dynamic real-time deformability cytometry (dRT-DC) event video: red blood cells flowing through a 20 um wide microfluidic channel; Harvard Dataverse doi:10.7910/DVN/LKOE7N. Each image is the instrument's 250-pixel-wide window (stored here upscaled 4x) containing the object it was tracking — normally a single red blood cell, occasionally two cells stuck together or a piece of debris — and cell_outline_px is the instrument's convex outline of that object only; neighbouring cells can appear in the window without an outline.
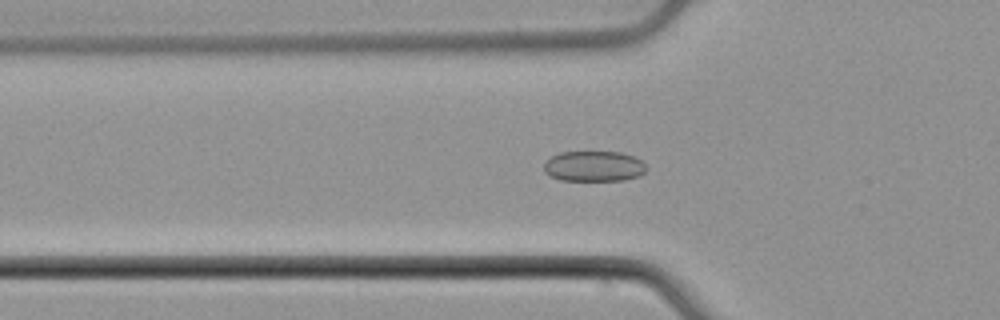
{"species": "common noctule bat (a hibernating species)", "species_latin": "Nyctalus noctula", "temperature_condition": "cold", "stored_images_in_passage": 53, "camera_frame_rate_fps": 3000, "um_per_image_px": 0.085, "animal": {"sex": "male", "body_mass_g": 21.5, "forearm_length_mm": 52.0}, "frame": {"image": 1, "passage_image": 18, "time_ms": 5.667, "image_size_px": [1000, 320], "cell_outline_px": [[648, 168], [640, 176], [624, 180], [560, 180], [548, 176], [544, 172], [544, 164], [552, 156], [560, 152], [620, 152], [632, 156], [640, 160]], "centroid_in_image_um": [50.47, 14.14], "position_along_channel_um": 75.3, "area_um2": 18.21}}
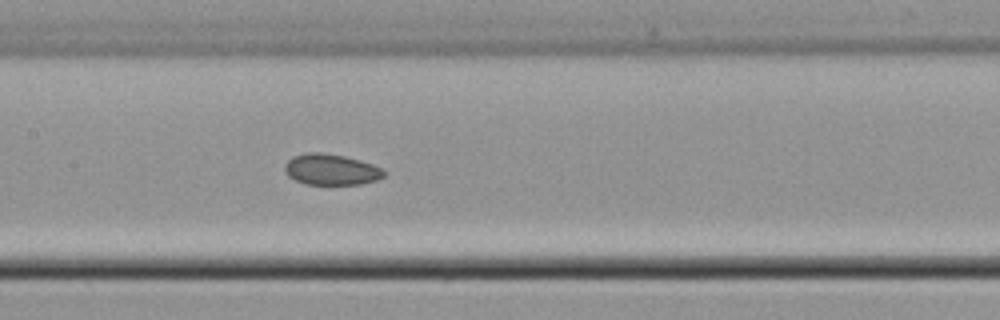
{"frame": {"image": 2, "passage_image": 26, "time_ms": 8.333, "image_size_px": [1000, 320], "cell_outline_px": [[384, 176], [376, 180], [360, 184], [304, 184], [288, 176], [284, 172], [284, 164], [292, 156], [304, 152], [320, 152], [344, 156], [360, 160], [372, 164], [380, 168], [384, 172]], "centroid_in_image_um": [28.08, 14.4], "position_along_channel_um": 179.3, "area_um2": 17.92}}
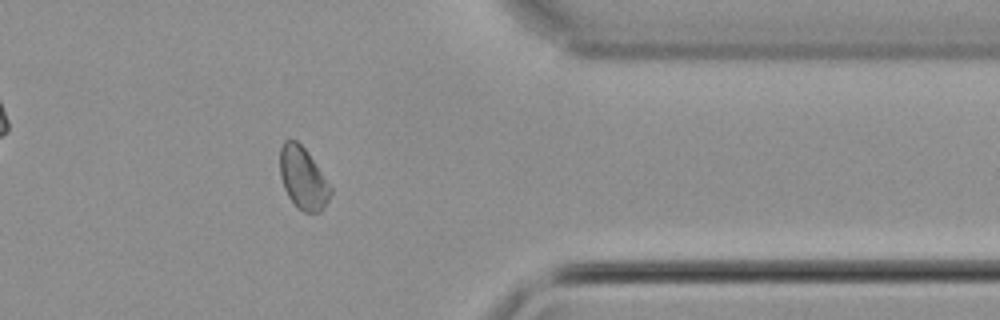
{"frame": {"image": 3, "passage_image": 43, "time_ms": 14.0, "image_size_px": [1000, 320], "cell_outline_px": [[332, 192], [324, 208], [320, 212], [304, 212], [296, 208], [288, 196], [284, 188], [280, 176], [280, 148], [284, 140], [296, 140], [304, 148], [332, 188]], "centroid_in_image_um": [25.74, 15.18], "position_along_channel_um": 385.7, "area_um2": 18.15}, "authors_computed_cell_mechanics": {"area_um2": 18.7272, "velocity_mm_per_s": 3.9036, "shape_relaxation_time_tau1_ms": 3.6812, "shape_relaxation_time_tau2_ms": null, "deformation_change_tau1": 0.0548, "deformation_change_tau2": null}}